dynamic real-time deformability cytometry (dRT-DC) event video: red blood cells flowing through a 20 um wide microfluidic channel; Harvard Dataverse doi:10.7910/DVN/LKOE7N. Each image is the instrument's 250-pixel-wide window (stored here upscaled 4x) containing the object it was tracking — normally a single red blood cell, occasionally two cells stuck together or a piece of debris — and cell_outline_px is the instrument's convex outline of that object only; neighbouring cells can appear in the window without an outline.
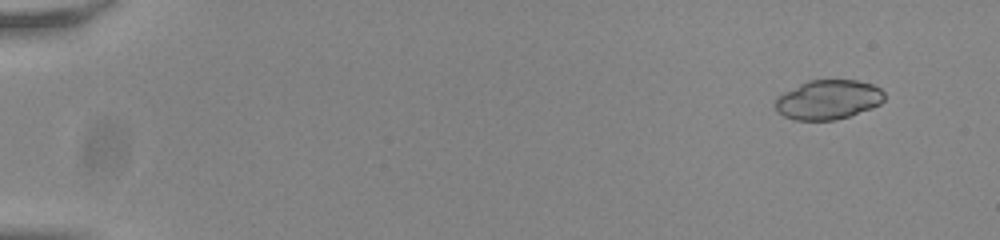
{"species": "common noctule bat (a hibernating species)", "species_latin": "Nyctalus noctula", "temperature_condition": "room temperature", "stored_images_in_passage": 52, "camera_frame_rate_fps": 3000, "um_per_image_px": 0.085, "animal": {"sex": "male", "body_mass_g": 20.0, "forearm_length_mm": 53.3}, "frame": {"image": 1, "passage_image": 1, "time_ms": 0.0, "image_size_px": [1000, 240], "cell_outline_px": [[884, 100], [880, 104], [872, 108], [836, 120], [796, 120], [784, 116], [776, 112], [776, 96], [808, 80], [856, 80], [872, 84], [880, 88], [884, 92]], "centroid_in_image_um": [70.39, 8.47], "position_along_channel_um": 14.6, "area_um2": 25.09}}
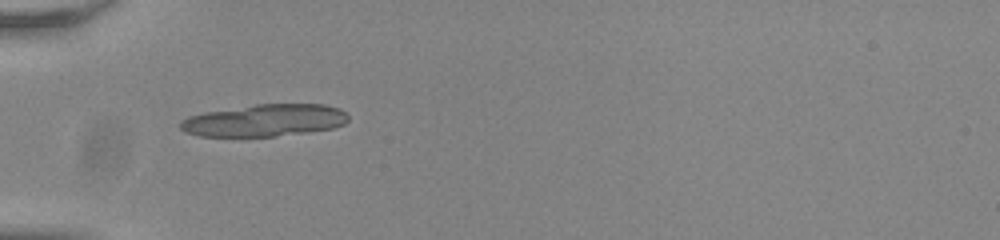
{"frame": {"image": 2, "passage_image": 16, "time_ms": 5.0, "image_size_px": [1000, 240], "cell_outline_px": [[348, 120], [344, 124], [332, 128], [308, 132], [276, 136], [200, 136], [184, 132], [180, 128], [180, 120], [188, 116], [204, 112], [256, 104], [324, 104], [340, 108], [348, 116]], "centroid_in_image_um": [22.48, 10.23], "position_along_channel_um": 62.5, "area_um2": 31.5}}